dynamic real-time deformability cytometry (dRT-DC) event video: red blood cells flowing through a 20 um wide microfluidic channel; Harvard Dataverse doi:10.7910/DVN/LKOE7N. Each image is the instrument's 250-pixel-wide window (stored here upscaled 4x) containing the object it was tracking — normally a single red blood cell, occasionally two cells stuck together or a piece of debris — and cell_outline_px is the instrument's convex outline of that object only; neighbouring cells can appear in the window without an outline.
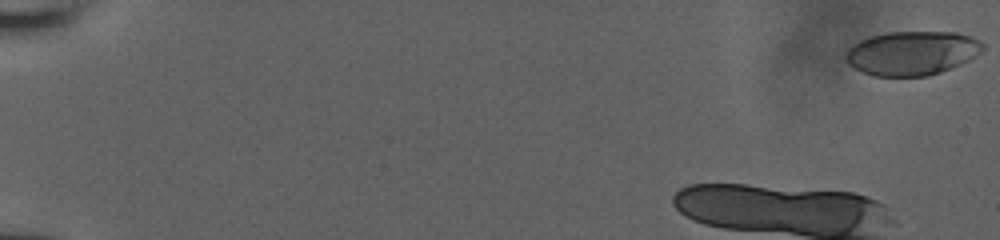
{"species": "human", "species_latin": "Homo sapiens", "temperature_condition": "room temperature", "stored_images_in_passage": 13, "camera_frame_rate_fps": 3000, "um_per_image_px": 0.085, "donor": {"sex": "male"}, "frame": {"image": 1, "passage_image": 1, "time_ms": 0.0, "image_size_px": [1000, 240], "cell_outline_px": [[984, 48], [980, 52], [968, 60], [960, 64], [940, 72], [928, 76], [872, 76], [848, 64], [844, 60], [844, 56], [848, 48], [860, 40], [868, 36], [888, 32], [956, 32], [972, 36], [980, 40], [984, 44]], "centroid_in_image_um": [77.5, 4.5], "position_along_channel_um": 7.5, "area_um2": 35.32}}